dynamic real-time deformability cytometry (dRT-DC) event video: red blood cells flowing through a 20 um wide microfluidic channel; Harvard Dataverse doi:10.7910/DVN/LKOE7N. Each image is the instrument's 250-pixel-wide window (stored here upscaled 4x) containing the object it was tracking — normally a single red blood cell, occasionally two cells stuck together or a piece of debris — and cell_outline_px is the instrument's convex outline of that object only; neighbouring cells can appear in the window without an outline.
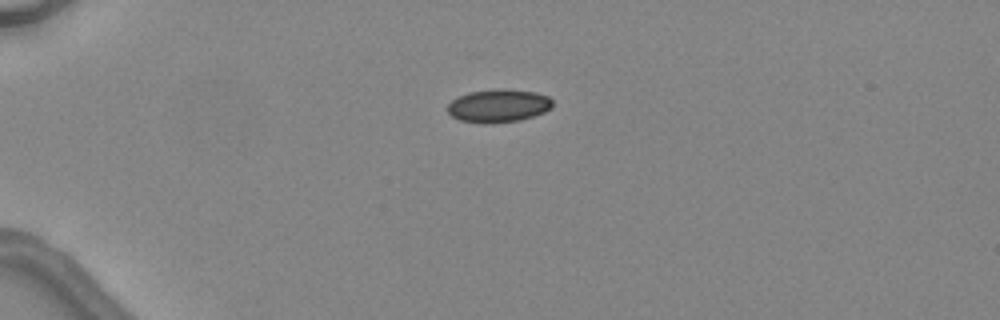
{"species": "common noctule bat (a hibernating species)", "species_latin": "Nyctalus noctula", "temperature_condition": "warm", "stored_images_in_passage": 2, "camera_frame_rate_fps": 3000, "um_per_image_px": 0.085, "animal": {"sex": "female", "body_mass_g": 24.6, "forearm_length_mm": 56.2}, "frame": {"image": 1, "passage_image": 1, "time_ms": 0.0, "image_size_px": [1000, 320], "cell_outline_px": [[552, 108], [544, 112], [520, 120], [492, 124], [484, 124], [460, 120], [452, 116], [444, 108], [452, 100], [468, 92], [496, 88], [504, 88], [536, 92], [548, 96], [552, 100]], "centroid_in_image_um": [42.35, 8.99], "position_along_channel_um": 42.7, "area_um2": 20.58}}